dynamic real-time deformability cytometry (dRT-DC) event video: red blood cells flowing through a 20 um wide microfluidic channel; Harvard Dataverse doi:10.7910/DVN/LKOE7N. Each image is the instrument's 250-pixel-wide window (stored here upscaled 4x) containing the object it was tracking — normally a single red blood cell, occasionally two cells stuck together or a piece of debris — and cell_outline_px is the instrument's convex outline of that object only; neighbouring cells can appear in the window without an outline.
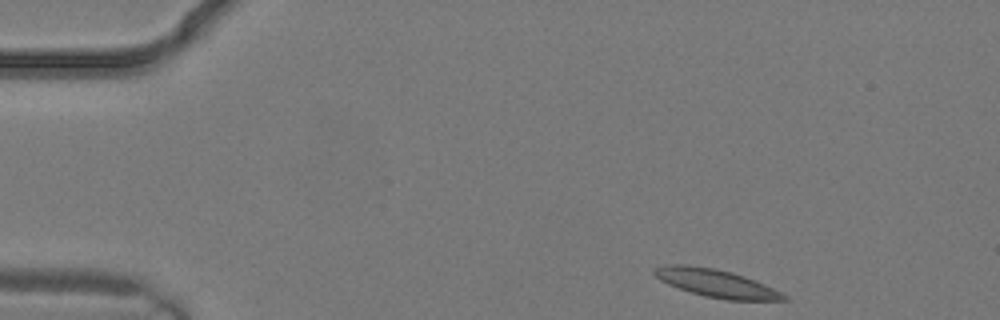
{"species": "common noctule bat (a hibernating species)", "species_latin": "Nyctalus noctula", "temperature_condition": "warm", "stored_images_in_passage": 2, "camera_frame_rate_fps": 3000, "um_per_image_px": 0.085, "animal": {"sex": "male", "body_mass_g": 19.2, "forearm_length_mm": 51.8}, "frame": {"image": 1, "passage_image": 1, "time_ms": 0.0, "image_size_px": [1000, 320], "cell_outline_px": [[788, 300], [728, 300], [704, 296], [668, 284], [660, 280], [652, 272], [652, 268], [668, 264], [680, 264], [712, 268], [732, 272], [744, 276], [764, 284], [788, 296]], "centroid_in_image_um": [60.85, 24.07], "position_along_channel_um": 24.1, "area_um2": 20.75}}